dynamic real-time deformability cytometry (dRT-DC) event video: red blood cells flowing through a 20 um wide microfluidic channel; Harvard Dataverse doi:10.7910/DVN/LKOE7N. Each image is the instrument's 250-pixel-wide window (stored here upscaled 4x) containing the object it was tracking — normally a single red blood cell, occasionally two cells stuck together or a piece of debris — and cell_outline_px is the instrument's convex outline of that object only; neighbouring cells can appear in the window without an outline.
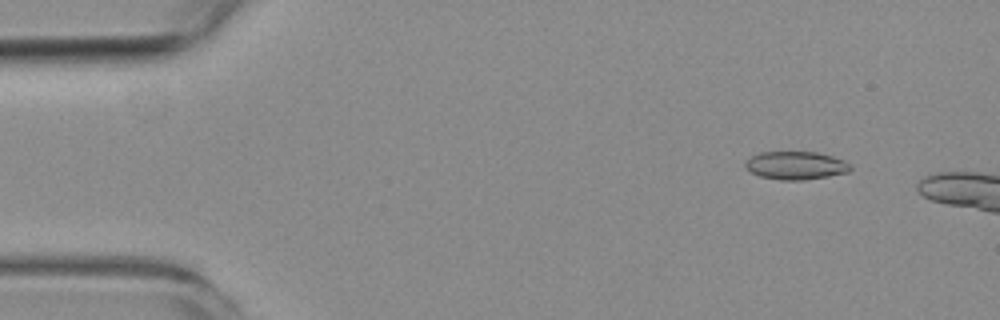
{"species": "common noctule bat (a hibernating species)", "species_latin": "Nyctalus noctula", "temperature_condition": "room temperature", "stored_images_in_passage": 3, "camera_frame_rate_fps": 3000, "um_per_image_px": 0.085, "animal": {"sex": "female", "body_mass_g": 19.3, "forearm_length_mm": 54.1}, "frame": {"image": 1, "passage_image": 1, "time_ms": 0.0, "image_size_px": [1000, 320], "cell_outline_px": [[852, 168], [848, 172], [828, 176], [804, 180], [780, 180], [760, 176], [744, 168], [744, 160], [760, 152], [816, 152], [832, 156], [844, 160], [852, 164]], "centroid_in_image_um": [67.63, 14.06], "position_along_channel_um": 17.4, "area_um2": 17.34}}